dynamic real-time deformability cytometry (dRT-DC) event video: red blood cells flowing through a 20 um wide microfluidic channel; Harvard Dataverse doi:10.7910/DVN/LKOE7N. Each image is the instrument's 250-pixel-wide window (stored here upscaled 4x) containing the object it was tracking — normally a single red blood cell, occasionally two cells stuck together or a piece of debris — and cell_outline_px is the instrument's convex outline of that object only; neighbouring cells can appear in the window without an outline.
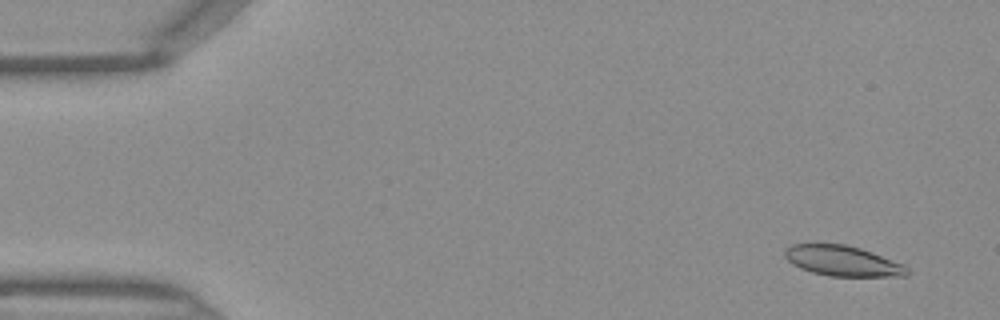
{"species": "Egyptian fruit bat (a non-hibernating species)", "species_latin": "Rousettus aegyptiacus", "temperature_condition": "warm", "stored_images_in_passage": 46, "camera_frame_rate_fps": 3000, "um_per_image_px": 0.085, "frame": {"image": 1, "passage_image": 3, "time_ms": 0.667, "image_size_px": [1000, 320], "cell_outline_px": [[908, 276], [828, 276], [812, 272], [800, 268], [792, 264], [784, 256], [784, 252], [792, 244], [844, 244], [860, 248], [904, 264], [908, 268]], "centroid_in_image_um": [71.63, 22.18], "position_along_channel_um": 13.4, "area_um2": 21.5}}
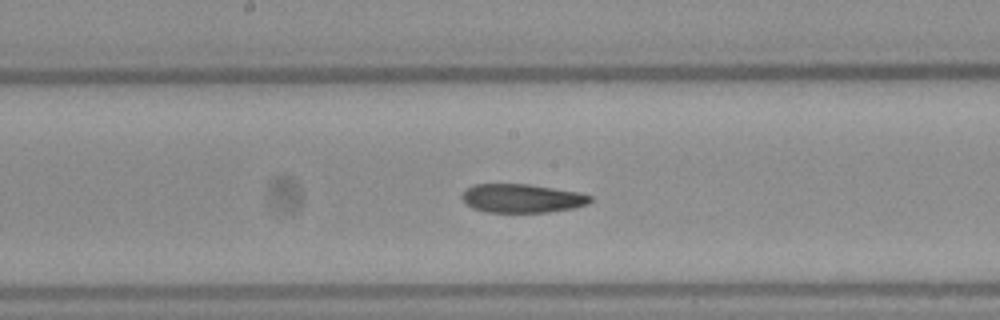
{"frame": {"image": 2, "passage_image": 24, "time_ms": 7.667, "image_size_px": [1000, 320], "cell_outline_px": [[592, 200], [588, 204], [572, 208], [548, 212], [484, 212], [472, 208], [460, 196], [472, 184], [528, 184], [584, 192], [592, 196]], "centroid_in_image_um": [44.41, 16.85], "position_along_channel_um": 203.8, "area_um2": 21.62}}
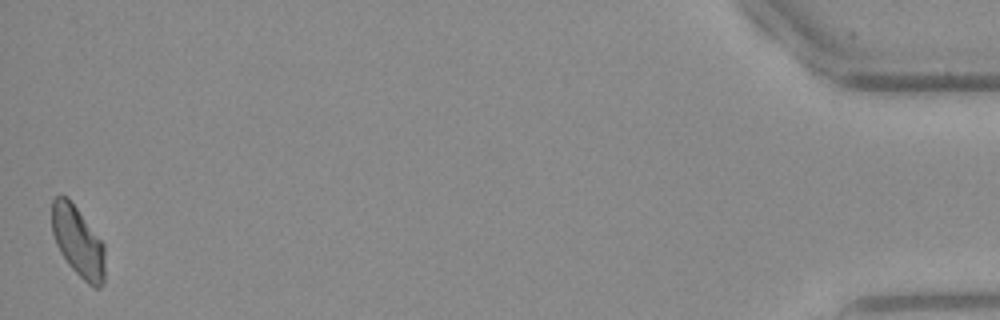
{"frame": {"image": 3, "passage_image": 46, "time_ms": 15.0, "image_size_px": [1000, 320], "cell_outline_px": [[104, 284], [100, 288], [92, 288], [68, 264], [60, 252], [56, 244], [52, 232], [52, 200], [56, 196], [68, 196], [104, 244]], "centroid_in_image_um": [6.63, 20.55], "position_along_channel_um": 428.6, "area_um2": 21.79}}